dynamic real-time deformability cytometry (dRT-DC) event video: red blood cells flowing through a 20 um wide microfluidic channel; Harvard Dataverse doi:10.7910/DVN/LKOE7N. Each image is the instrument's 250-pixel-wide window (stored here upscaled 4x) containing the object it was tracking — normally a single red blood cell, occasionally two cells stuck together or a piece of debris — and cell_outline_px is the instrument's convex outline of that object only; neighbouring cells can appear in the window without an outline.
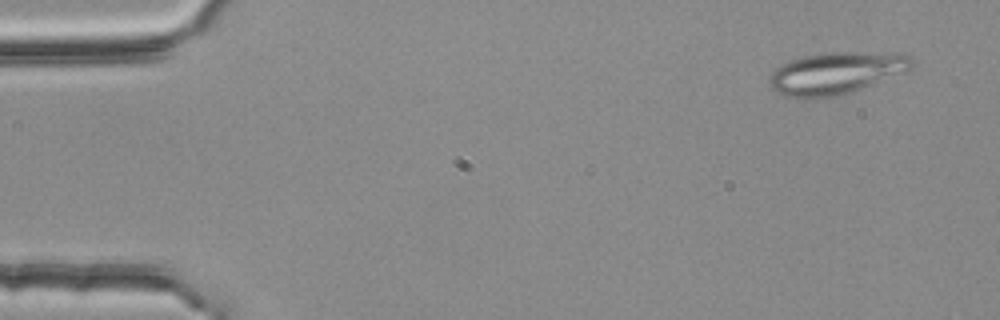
{"species": "common noctule bat (a hibernating species)", "species_latin": "Nyctalus noctula", "temperature_condition": "room temperature", "stored_images_in_passage": 50, "camera_frame_rate_fps": 3000, "um_per_image_px": 0.085, "animal": {"sex": "female", "body_mass_g": 25.1}, "frame": {"image": 1, "passage_image": 4, "time_ms": 1.0, "image_size_px": [1000, 320], "cell_outline_px": [[912, 68], [904, 72], [872, 84], [836, 96], [784, 96], [772, 88], [768, 84], [772, 72], [780, 64], [804, 56], [824, 52], [888, 52], [912, 56]], "centroid_in_image_um": [71.08, 6.17], "position_along_channel_um": 13.9, "area_um2": 34.22}}
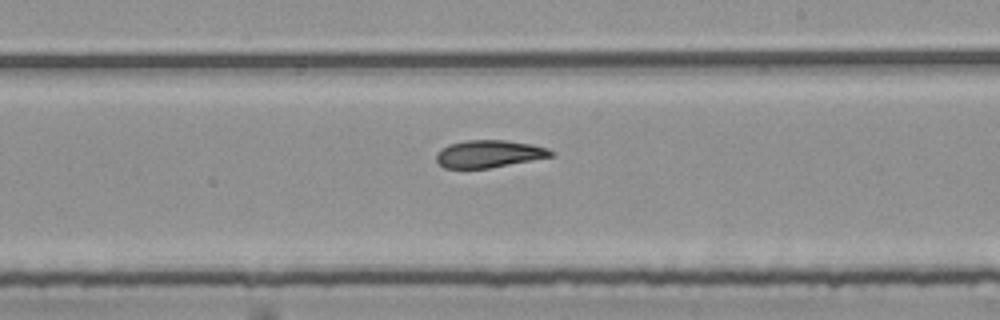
{"frame": {"image": 2, "passage_image": 32, "time_ms": 10.333, "image_size_px": [1000, 320], "cell_outline_px": [[556, 152], [552, 156], [532, 160], [488, 168], [444, 168], [436, 160], [436, 152], [440, 148], [448, 144], [464, 140], [508, 140], [532, 144], [548, 148]], "centroid_in_image_um": [41.55, 13.06], "position_along_channel_um": 247.5, "area_um2": 18.44}}
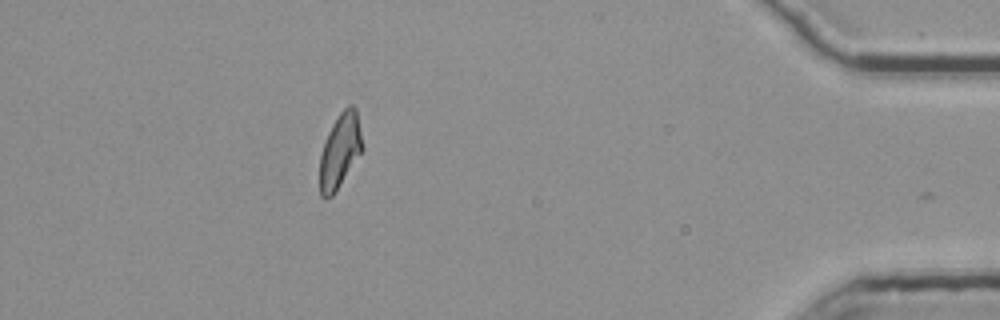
{"frame": {"image": 3, "passage_image": 49, "time_ms": 16.0, "image_size_px": [1000, 320], "cell_outline_px": [[364, 148], [336, 192], [332, 196], [320, 196], [320, 156], [328, 132], [332, 124], [340, 112], [348, 104], [352, 104], [356, 108]], "centroid_in_image_um": [28.92, 12.79], "position_along_channel_um": 406.3, "area_um2": 18.44}, "authors_computed_cell_mechanics": {"area_um2": 19.3919, "velocity_mm_per_s": 3.7724, "shape_relaxation_time_tau1_ms": 5.7065, "shape_relaxation_time_tau2_ms": 3.5975, "deformation_change_tau1": 0.1585, "deformation_change_tau2": 0.117}}